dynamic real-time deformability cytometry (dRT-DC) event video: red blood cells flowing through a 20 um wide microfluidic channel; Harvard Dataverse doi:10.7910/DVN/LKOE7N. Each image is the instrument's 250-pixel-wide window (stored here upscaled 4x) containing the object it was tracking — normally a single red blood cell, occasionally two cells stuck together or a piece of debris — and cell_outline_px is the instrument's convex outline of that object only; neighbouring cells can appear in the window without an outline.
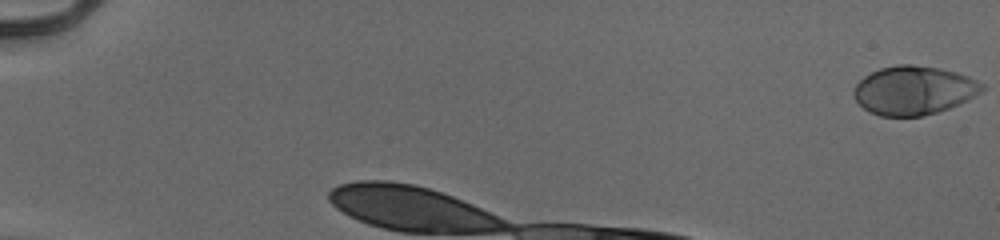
{"species": "human", "species_latin": "Homo sapiens", "temperature_condition": "cold", "stored_images_in_passage": 30, "camera_frame_rate_fps": 3000, "um_per_image_px": 0.085, "donor": {"sex": "male"}, "frame": {"image": 1, "passage_image": 1, "time_ms": 0.0, "image_size_px": [1000, 240], "cell_outline_px": [[984, 88], [980, 92], [968, 100], [948, 108], [924, 116], [880, 116], [868, 112], [856, 100], [852, 92], [856, 84], [864, 76], [880, 68], [896, 64], [912, 64], [940, 68], [956, 72], [968, 76], [984, 84]], "centroid_in_image_um": [77.65, 7.67], "position_along_channel_um": 7.3, "area_um2": 36.47}}
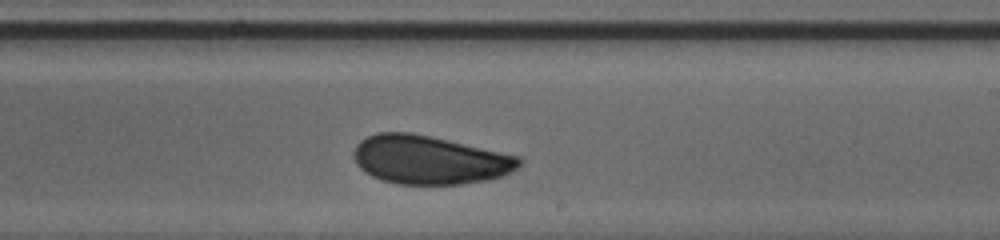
{"frame": {"image": 2, "passage_image": 19, "time_ms": 6.0, "image_size_px": [1000, 240], "cell_outline_px": [[524, 160], [512, 172], [488, 180], [460, 184], [396, 184], [380, 180], [364, 172], [356, 164], [352, 156], [352, 152], [356, 144], [360, 140], [376, 132], [412, 132], [432, 136], [520, 156]], "centroid_in_image_um": [36.47, 13.58], "position_along_channel_um": 252.5, "area_um2": 47.34}}
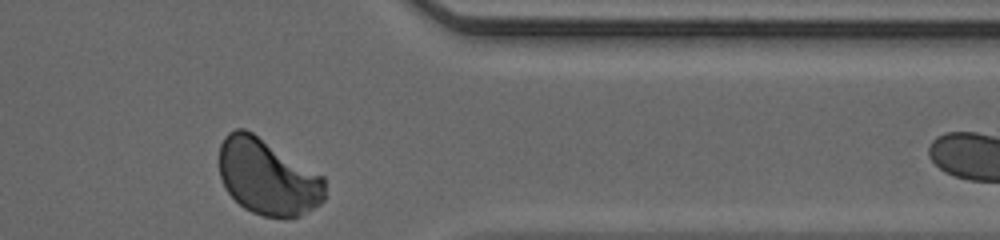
{"frame": {"image": 3, "passage_image": 30, "time_ms": 9.667, "image_size_px": [1000, 240], "cell_outline_px": [[324, 200], [320, 204], [296, 216], [264, 216], [252, 212], [244, 208], [228, 192], [220, 176], [220, 144], [224, 136], [228, 132], [236, 128], [244, 128], [252, 132], [324, 176]], "centroid_in_image_um": [22.73, 15.01], "position_along_channel_um": 388.7, "area_um2": 46.18}, "authors_computed_cell_mechanics": {"area_um2": 47.3382, "velocity_mm_per_s": 3.9035, "shape_relaxation_time_tau1_ms": 4.5503, "shape_relaxation_time_tau2_ms": null, "deformation_change_tau1": 0.0975, "deformation_change_tau2": null}}